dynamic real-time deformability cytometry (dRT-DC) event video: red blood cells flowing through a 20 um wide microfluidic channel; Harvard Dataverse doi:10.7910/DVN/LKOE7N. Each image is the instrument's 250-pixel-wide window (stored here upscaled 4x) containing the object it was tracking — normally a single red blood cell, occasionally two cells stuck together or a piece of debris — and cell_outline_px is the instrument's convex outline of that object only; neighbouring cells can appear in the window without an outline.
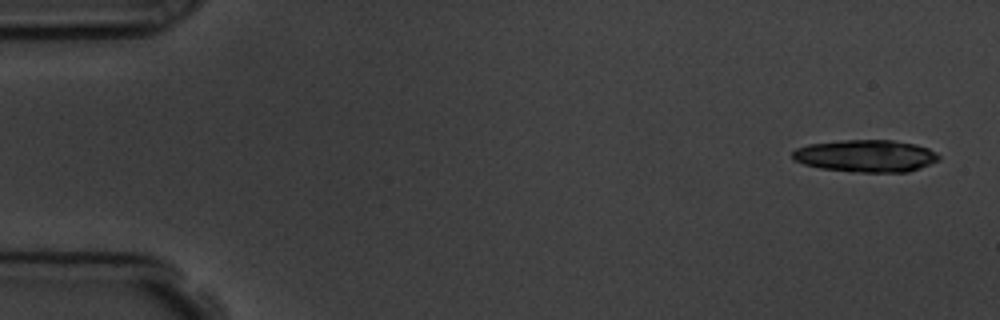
{"species": "common noctule bat (a hibernating species)", "species_latin": "Nyctalus noctula", "temperature_condition": "room temperature", "stored_images_in_passage": 7, "camera_frame_rate_fps": 3000, "um_per_image_px": 0.085, "animal": {"sex": "male", "body_mass_g": 19.5, "forearm_length_mm": 54.6}, "frame": {"image": 1, "passage_image": 1, "time_ms": 0.0, "image_size_px": [1000, 320], "cell_outline_px": [[940, 160], [920, 168], [908, 172], [860, 172], [820, 168], [804, 164], [792, 160], [792, 152], [796, 148], [808, 144], [840, 140], [892, 140], [916, 144], [928, 148], [936, 152], [940, 156]], "centroid_in_image_um": [73.6, 13.25], "position_along_channel_um": 11.4, "area_um2": 27.63}}
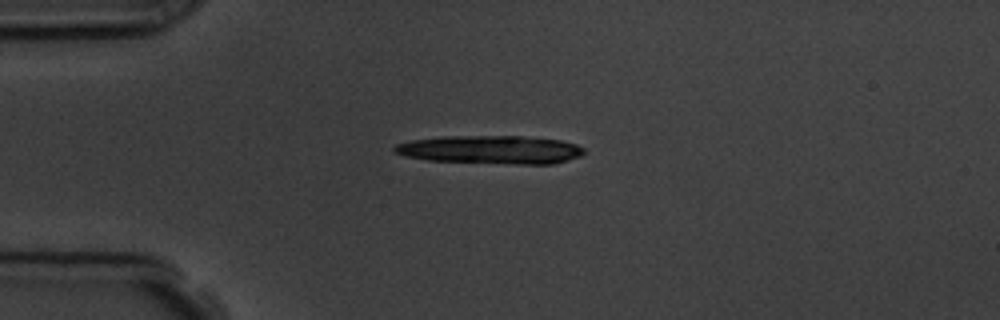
{"frame": {"image": 2, "passage_image": 4, "time_ms": 3.667, "image_size_px": [1000, 320], "cell_outline_px": [[584, 152], [580, 156], [552, 164], [516, 164], [428, 160], [408, 156], [396, 152], [392, 148], [396, 144], [412, 140], [440, 136], [524, 136], [560, 140], [576, 144], [584, 148]], "centroid_in_image_um": [41.73, 12.71], "position_along_channel_um": 43.3, "area_um2": 31.15}}